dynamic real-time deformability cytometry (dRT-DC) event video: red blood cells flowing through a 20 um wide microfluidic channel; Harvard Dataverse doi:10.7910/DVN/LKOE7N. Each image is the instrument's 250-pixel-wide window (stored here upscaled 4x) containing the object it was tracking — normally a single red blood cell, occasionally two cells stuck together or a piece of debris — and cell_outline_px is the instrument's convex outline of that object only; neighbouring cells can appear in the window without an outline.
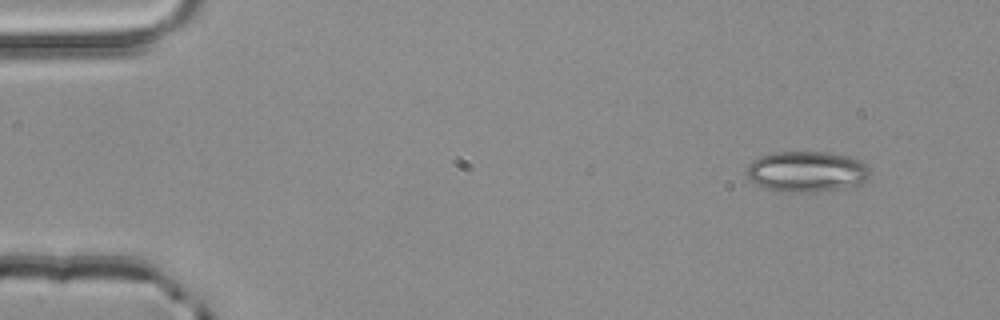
{"species": "common noctule bat (a hibernating species)", "species_latin": "Nyctalus noctula", "temperature_condition": "room temperature", "stored_images_in_passage": 4, "segment_of_instrument_passage": [2, 2], "camera_frame_rate_fps": 3000, "um_per_image_px": 0.085, "animal": {"sex": "male", "body_mass_g": 20.4}, "frame": {"image": 1, "passage_image": 4, "time_ms": 1.0, "image_size_px": [1000, 320], "cell_outline_px": [[868, 176], [864, 184], [840, 188], [808, 192], [784, 192], [764, 188], [756, 184], [748, 176], [748, 164], [752, 160], [760, 156], [772, 152], [828, 152], [852, 156], [860, 160], [868, 168]], "centroid_in_image_um": [68.57, 14.57], "position_along_channel_um": 16.4, "area_um2": 29.3}}